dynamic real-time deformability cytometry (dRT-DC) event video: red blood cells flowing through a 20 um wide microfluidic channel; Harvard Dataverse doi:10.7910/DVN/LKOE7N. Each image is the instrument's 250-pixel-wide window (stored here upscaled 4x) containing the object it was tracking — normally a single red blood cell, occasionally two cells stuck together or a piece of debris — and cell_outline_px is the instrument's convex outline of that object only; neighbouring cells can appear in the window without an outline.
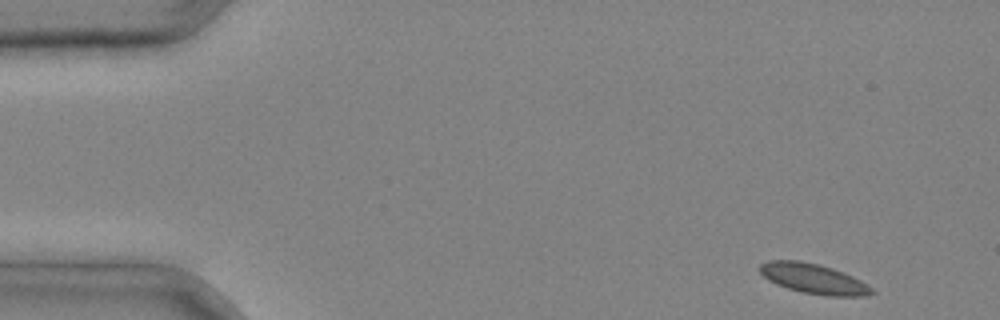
{"species": "common noctule bat (a hibernating species)", "species_latin": "Nyctalus noctula", "temperature_condition": "cold", "stored_images_in_passage": 4, "camera_frame_rate_fps": 3000, "um_per_image_px": 0.085, "animal": {"sex": "male", "body_mass_g": 20.4}, "frame": {"image": 1, "passage_image": 1, "time_ms": 0.0, "image_size_px": [1000, 320], "cell_outline_px": [[876, 292], [868, 296], [828, 296], [804, 292], [788, 288], [776, 284], [768, 280], [756, 268], [760, 264], [768, 260], [800, 260], [820, 264], [844, 272], [860, 280], [872, 288]], "centroid_in_image_um": [69.14, 23.67], "position_along_channel_um": 15.9, "area_um2": 19.71}}